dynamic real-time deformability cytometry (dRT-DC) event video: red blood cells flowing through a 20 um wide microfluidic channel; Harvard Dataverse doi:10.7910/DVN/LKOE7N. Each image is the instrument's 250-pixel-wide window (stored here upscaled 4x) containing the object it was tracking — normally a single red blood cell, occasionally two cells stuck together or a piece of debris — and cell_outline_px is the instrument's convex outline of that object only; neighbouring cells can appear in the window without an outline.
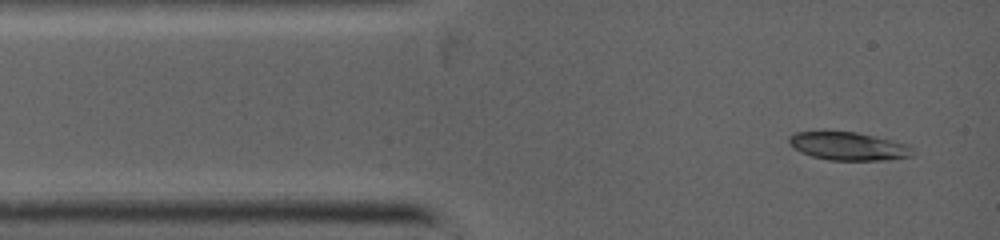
{"species": "common noctule bat (a hibernating species)", "species_latin": "Nyctalus noctula", "temperature_condition": "warm", "stored_images_in_passage": 6, "camera_frame_rate_fps": 5000, "um_per_image_px": 0.085, "animal": {"sex": "female", "body_mass_g": 19.0, "forearm_length_mm": 53.3}, "frame": {"image": 1, "passage_image": 1, "time_ms": 0.0, "image_size_px": [1000, 240], "cell_outline_px": [[916, 152], [912, 156], [884, 160], [828, 160], [812, 156], [800, 152], [792, 148], [788, 144], [788, 136], [796, 132], [856, 132], [908, 144]], "centroid_in_image_um": [72.1, 12.43], "position_along_channel_um": 12.9, "area_um2": 20.29}}
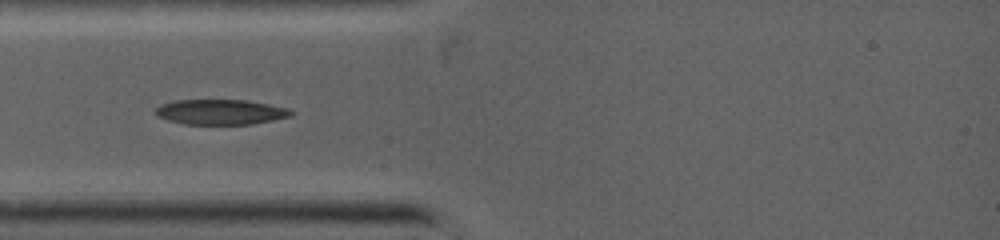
{"frame": {"image": 2, "passage_image": 4, "time_ms": 2.0, "image_size_px": [1000, 240], "cell_outline_px": [[292, 116], [252, 124], [184, 124], [168, 120], [156, 116], [156, 108], [160, 104], [176, 100], [248, 100], [288, 108], [292, 112]], "centroid_in_image_um": [18.73, 9.52], "position_along_channel_um": 66.3, "area_um2": 19.83}}
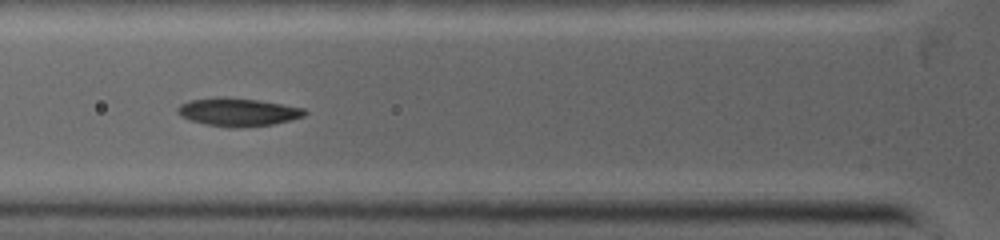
{"frame": {"image": 3, "passage_image": 5, "time_ms": 2.8, "image_size_px": [1000, 240], "cell_outline_px": [[308, 112], [304, 116], [272, 124], [244, 128], [228, 128], [204, 124], [188, 120], [180, 116], [176, 112], [176, 108], [180, 104], [188, 100], [216, 96], [224, 96], [256, 100], [304, 108]], "centroid_in_image_um": [20.13, 9.52], "position_along_channel_um": 105.7, "area_um2": 21.15}}